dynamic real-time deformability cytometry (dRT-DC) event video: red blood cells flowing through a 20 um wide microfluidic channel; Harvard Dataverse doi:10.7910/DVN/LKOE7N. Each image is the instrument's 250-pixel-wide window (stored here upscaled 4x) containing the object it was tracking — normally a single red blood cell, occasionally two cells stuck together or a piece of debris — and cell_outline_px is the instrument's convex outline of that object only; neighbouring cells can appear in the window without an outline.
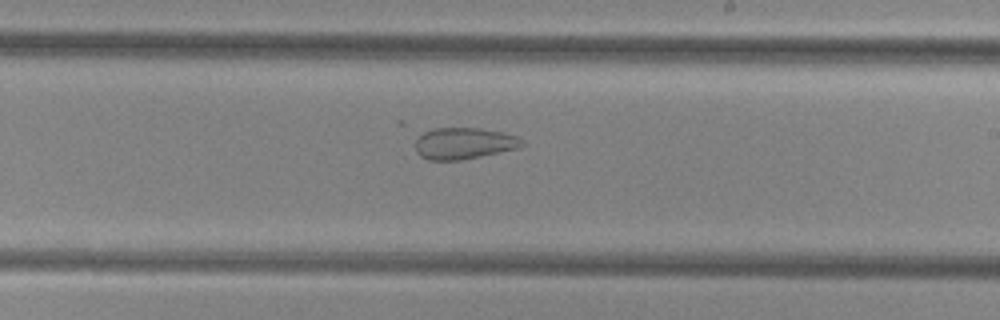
{"species": "common noctule bat (a hibernating species)", "species_latin": "Nyctalus noctula", "temperature_condition": "cold", "stored_images_in_passage": 37, "camera_frame_rate_fps": 3000, "um_per_image_px": 0.085, "animal": {"sex": "female", "body_mass_g": 29.2, "forearm_length_mm": 56.3}, "frame": {"image": 1, "passage_image": 16, "time_ms": 5.0, "image_size_px": [1000, 320], "cell_outline_px": [[524, 144], [520, 148], [460, 160], [428, 160], [420, 156], [416, 152], [416, 136], [432, 128], [480, 128], [504, 132], [516, 136], [524, 140]], "centroid_in_image_um": [39.43, 12.18], "position_along_channel_um": 249.6, "area_um2": 19.77}}
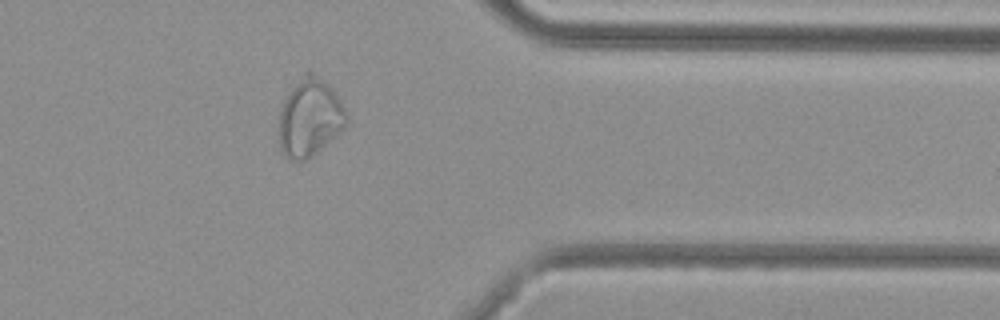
{"frame": {"image": 2, "passage_image": 27, "time_ms": 8.667, "image_size_px": [1000, 320], "cell_outline_px": [[348, 124], [340, 132], [312, 156], [304, 160], [288, 160], [280, 152], [280, 108], [284, 100], [292, 88], [308, 68], [328, 84], [332, 88], [344, 108], [348, 116]], "centroid_in_image_um": [26.33, 10.0], "position_along_channel_um": 385.1, "area_um2": 30.52}}
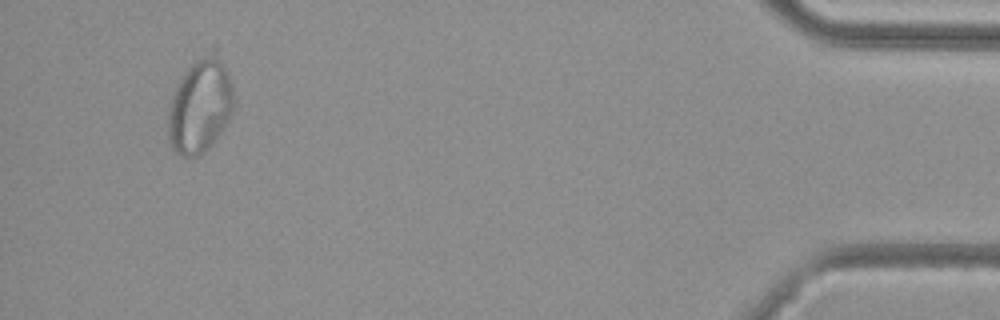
{"frame": {"image": 3, "passage_image": 34, "time_ms": 11.0, "image_size_px": [1000, 320], "cell_outline_px": [[232, 112], [224, 128], [216, 140], [204, 152], [196, 156], [184, 160], [172, 148], [168, 140], [168, 112], [172, 96], [176, 84], [188, 68], [212, 44], [216, 48], [228, 72], [232, 84]], "centroid_in_image_um": [17.0, 8.97], "position_along_channel_um": 418.2, "area_um2": 36.76}}